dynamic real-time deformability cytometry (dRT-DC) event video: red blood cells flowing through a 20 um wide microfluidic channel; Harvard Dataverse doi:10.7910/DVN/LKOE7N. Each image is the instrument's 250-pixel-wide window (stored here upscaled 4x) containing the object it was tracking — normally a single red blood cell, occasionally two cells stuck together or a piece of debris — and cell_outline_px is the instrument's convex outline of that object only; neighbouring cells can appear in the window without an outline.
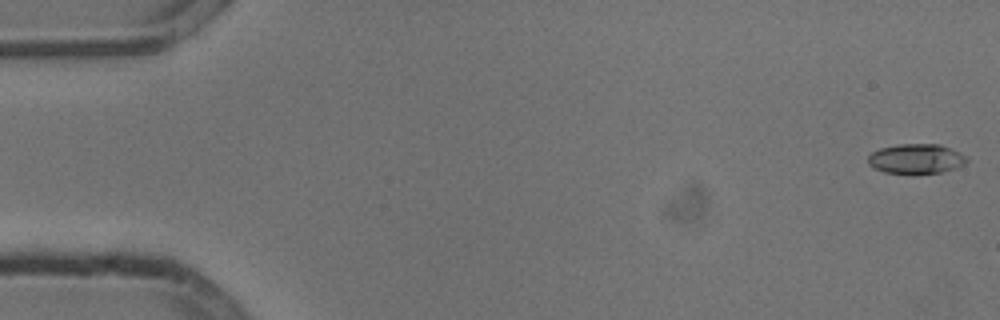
{"species": "common noctule bat (a hibernating species)", "species_latin": "Nyctalus noctula", "temperature_condition": "cold", "stored_images_in_passage": 54, "camera_frame_rate_fps": 3000, "um_per_image_px": 0.085, "animal": {"sex": "male", "body_mass_g": 13.3}, "frame": {"image": 1, "passage_image": 1, "time_ms": 0.0, "image_size_px": [1000, 320], "cell_outline_px": [[968, 160], [964, 164], [956, 168], [944, 172], [884, 172], [868, 164], [868, 156], [872, 152], [880, 148], [896, 144], [940, 144], [960, 152]], "centroid_in_image_um": [77.88, 13.47], "position_along_channel_um": 7.1, "area_um2": 16.82}}
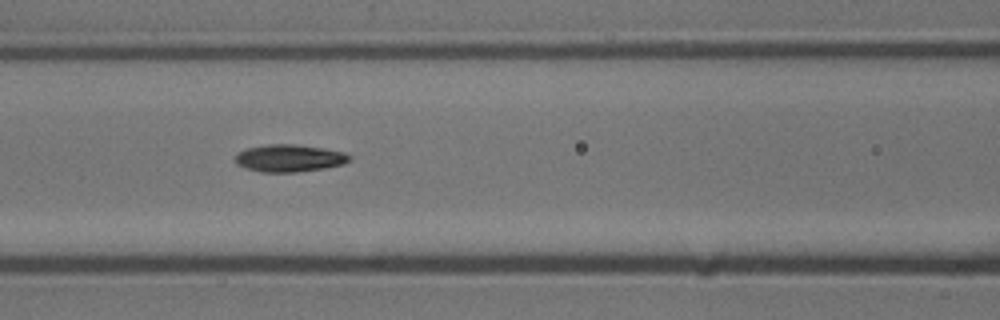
{"frame": {"image": 2, "passage_image": 23, "time_ms": 7.333, "image_size_px": [1000, 320], "cell_outline_px": [[352, 160], [344, 164], [324, 168], [296, 172], [260, 172], [236, 164], [236, 152], [248, 148], [268, 144], [292, 144], [324, 148], [344, 152], [352, 156]], "centroid_in_image_um": [24.63, 13.44], "position_along_channel_um": 142.0, "area_um2": 18.21}}
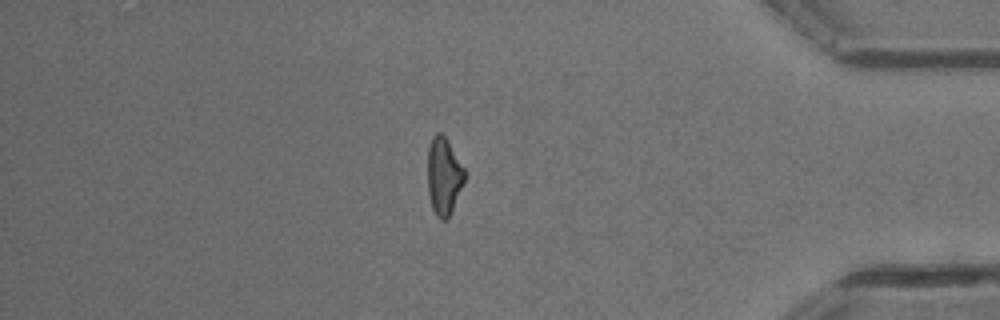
{"frame": {"image": 3, "passage_image": 46, "time_ms": 15.0, "image_size_px": [1000, 320], "cell_outline_px": [[468, 172], [452, 208], [448, 216], [444, 220], [440, 220], [436, 216], [432, 208], [428, 192], [428, 148], [432, 136], [436, 132], [440, 132], [448, 140]], "centroid_in_image_um": [37.73, 14.91], "position_along_channel_um": 397.5, "area_um2": 16.76}, "authors_computed_cell_mechanics": {"area_um2": 17.4556, "velocity_mm_per_s": 3.8078, "shape_relaxation_time_tau1_ms": 3.3793, "shape_relaxation_time_tau2_ms": 5.4718, "deformation_change_tau1": 0.1356, "deformation_change_tau2": 0.1269}}